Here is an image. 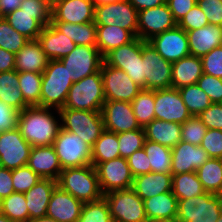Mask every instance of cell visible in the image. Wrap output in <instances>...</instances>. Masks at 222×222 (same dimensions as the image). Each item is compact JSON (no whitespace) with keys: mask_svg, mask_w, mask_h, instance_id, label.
<instances>
[{"mask_svg":"<svg viewBox=\"0 0 222 222\" xmlns=\"http://www.w3.org/2000/svg\"><path fill=\"white\" fill-rule=\"evenodd\" d=\"M51 110H55L59 117ZM59 118L58 109L28 106L19 112L17 128L32 147L51 146L62 128Z\"/></svg>","mask_w":222,"mask_h":222,"instance_id":"6da1fadb","label":"cell"},{"mask_svg":"<svg viewBox=\"0 0 222 222\" xmlns=\"http://www.w3.org/2000/svg\"><path fill=\"white\" fill-rule=\"evenodd\" d=\"M58 186L83 203L99 200L103 197L95 167L65 168L57 181Z\"/></svg>","mask_w":222,"mask_h":222,"instance_id":"7a4b0ae2","label":"cell"},{"mask_svg":"<svg viewBox=\"0 0 222 222\" xmlns=\"http://www.w3.org/2000/svg\"><path fill=\"white\" fill-rule=\"evenodd\" d=\"M73 84L67 69L60 60H50L42 73L40 106L61 109Z\"/></svg>","mask_w":222,"mask_h":222,"instance_id":"3957f363","label":"cell"},{"mask_svg":"<svg viewBox=\"0 0 222 222\" xmlns=\"http://www.w3.org/2000/svg\"><path fill=\"white\" fill-rule=\"evenodd\" d=\"M105 103L101 70L72 84L63 108L101 112Z\"/></svg>","mask_w":222,"mask_h":222,"instance_id":"277c9868","label":"cell"},{"mask_svg":"<svg viewBox=\"0 0 222 222\" xmlns=\"http://www.w3.org/2000/svg\"><path fill=\"white\" fill-rule=\"evenodd\" d=\"M103 59L106 65L123 70L134 83L146 89L142 39L135 37L131 42L111 50Z\"/></svg>","mask_w":222,"mask_h":222,"instance_id":"5b68a950","label":"cell"},{"mask_svg":"<svg viewBox=\"0 0 222 222\" xmlns=\"http://www.w3.org/2000/svg\"><path fill=\"white\" fill-rule=\"evenodd\" d=\"M59 114L62 129L78 135L91 147L105 130L101 112L61 108Z\"/></svg>","mask_w":222,"mask_h":222,"instance_id":"8992f818","label":"cell"},{"mask_svg":"<svg viewBox=\"0 0 222 222\" xmlns=\"http://www.w3.org/2000/svg\"><path fill=\"white\" fill-rule=\"evenodd\" d=\"M222 213V196L210 192L178 200L177 218L182 222H216Z\"/></svg>","mask_w":222,"mask_h":222,"instance_id":"52a82bcc","label":"cell"},{"mask_svg":"<svg viewBox=\"0 0 222 222\" xmlns=\"http://www.w3.org/2000/svg\"><path fill=\"white\" fill-rule=\"evenodd\" d=\"M113 222H148L144 202L130 189L104 194Z\"/></svg>","mask_w":222,"mask_h":222,"instance_id":"ba28073f","label":"cell"},{"mask_svg":"<svg viewBox=\"0 0 222 222\" xmlns=\"http://www.w3.org/2000/svg\"><path fill=\"white\" fill-rule=\"evenodd\" d=\"M62 169L91 165V146L78 135L60 130L52 145Z\"/></svg>","mask_w":222,"mask_h":222,"instance_id":"9c48e42d","label":"cell"},{"mask_svg":"<svg viewBox=\"0 0 222 222\" xmlns=\"http://www.w3.org/2000/svg\"><path fill=\"white\" fill-rule=\"evenodd\" d=\"M142 60L146 89L172 88V63L166 61L148 41L142 40Z\"/></svg>","mask_w":222,"mask_h":222,"instance_id":"30bf717a","label":"cell"},{"mask_svg":"<svg viewBox=\"0 0 222 222\" xmlns=\"http://www.w3.org/2000/svg\"><path fill=\"white\" fill-rule=\"evenodd\" d=\"M73 83L101 70L103 56L97 47L76 46L67 56L60 59Z\"/></svg>","mask_w":222,"mask_h":222,"instance_id":"8fae6325","label":"cell"},{"mask_svg":"<svg viewBox=\"0 0 222 222\" xmlns=\"http://www.w3.org/2000/svg\"><path fill=\"white\" fill-rule=\"evenodd\" d=\"M100 189L104 194L111 191L130 189L134 176L125 158L118 157L95 166Z\"/></svg>","mask_w":222,"mask_h":222,"instance_id":"7c38bea8","label":"cell"},{"mask_svg":"<svg viewBox=\"0 0 222 222\" xmlns=\"http://www.w3.org/2000/svg\"><path fill=\"white\" fill-rule=\"evenodd\" d=\"M138 11L128 0L95 7L94 22L96 25H117L129 30L137 37Z\"/></svg>","mask_w":222,"mask_h":222,"instance_id":"4fadbf2b","label":"cell"},{"mask_svg":"<svg viewBox=\"0 0 222 222\" xmlns=\"http://www.w3.org/2000/svg\"><path fill=\"white\" fill-rule=\"evenodd\" d=\"M105 101L131 102L142 90L121 69L106 65L101 66Z\"/></svg>","mask_w":222,"mask_h":222,"instance_id":"5bb4252c","label":"cell"},{"mask_svg":"<svg viewBox=\"0 0 222 222\" xmlns=\"http://www.w3.org/2000/svg\"><path fill=\"white\" fill-rule=\"evenodd\" d=\"M32 146L16 127L0 132V164L9 170L27 165Z\"/></svg>","mask_w":222,"mask_h":222,"instance_id":"9a60e30c","label":"cell"},{"mask_svg":"<svg viewBox=\"0 0 222 222\" xmlns=\"http://www.w3.org/2000/svg\"><path fill=\"white\" fill-rule=\"evenodd\" d=\"M176 26L177 22L174 20L172 12L166 3L138 11L137 37L143 41H148L152 37Z\"/></svg>","mask_w":222,"mask_h":222,"instance_id":"2e32d148","label":"cell"},{"mask_svg":"<svg viewBox=\"0 0 222 222\" xmlns=\"http://www.w3.org/2000/svg\"><path fill=\"white\" fill-rule=\"evenodd\" d=\"M155 119L183 124L192 117L176 88L154 90Z\"/></svg>","mask_w":222,"mask_h":222,"instance_id":"e0dca14e","label":"cell"},{"mask_svg":"<svg viewBox=\"0 0 222 222\" xmlns=\"http://www.w3.org/2000/svg\"><path fill=\"white\" fill-rule=\"evenodd\" d=\"M148 42L171 63L190 55L186 31L178 26L152 37Z\"/></svg>","mask_w":222,"mask_h":222,"instance_id":"ac0fdd59","label":"cell"},{"mask_svg":"<svg viewBox=\"0 0 222 222\" xmlns=\"http://www.w3.org/2000/svg\"><path fill=\"white\" fill-rule=\"evenodd\" d=\"M104 129L116 134L140 129L132 105L126 101H105L101 109Z\"/></svg>","mask_w":222,"mask_h":222,"instance_id":"d6986e66","label":"cell"},{"mask_svg":"<svg viewBox=\"0 0 222 222\" xmlns=\"http://www.w3.org/2000/svg\"><path fill=\"white\" fill-rule=\"evenodd\" d=\"M172 174L195 172L210 157L201 147L184 141L178 142L172 149Z\"/></svg>","mask_w":222,"mask_h":222,"instance_id":"ffe728a7","label":"cell"},{"mask_svg":"<svg viewBox=\"0 0 222 222\" xmlns=\"http://www.w3.org/2000/svg\"><path fill=\"white\" fill-rule=\"evenodd\" d=\"M95 7L91 0H61L51 10V21L84 24L94 21Z\"/></svg>","mask_w":222,"mask_h":222,"instance_id":"44dd1931","label":"cell"},{"mask_svg":"<svg viewBox=\"0 0 222 222\" xmlns=\"http://www.w3.org/2000/svg\"><path fill=\"white\" fill-rule=\"evenodd\" d=\"M84 203L57 186L50 198L46 216L57 222H77Z\"/></svg>","mask_w":222,"mask_h":222,"instance_id":"7402d4cb","label":"cell"},{"mask_svg":"<svg viewBox=\"0 0 222 222\" xmlns=\"http://www.w3.org/2000/svg\"><path fill=\"white\" fill-rule=\"evenodd\" d=\"M27 165L42 179L58 181L63 170L54 147H32Z\"/></svg>","mask_w":222,"mask_h":222,"instance_id":"603a6c76","label":"cell"},{"mask_svg":"<svg viewBox=\"0 0 222 222\" xmlns=\"http://www.w3.org/2000/svg\"><path fill=\"white\" fill-rule=\"evenodd\" d=\"M4 18L28 40H37L43 27L51 23V14H28L20 8L8 13Z\"/></svg>","mask_w":222,"mask_h":222,"instance_id":"cb8c5ba5","label":"cell"},{"mask_svg":"<svg viewBox=\"0 0 222 222\" xmlns=\"http://www.w3.org/2000/svg\"><path fill=\"white\" fill-rule=\"evenodd\" d=\"M190 55L202 57L222 45V26L208 24L195 30L186 31Z\"/></svg>","mask_w":222,"mask_h":222,"instance_id":"d4e9b609","label":"cell"},{"mask_svg":"<svg viewBox=\"0 0 222 222\" xmlns=\"http://www.w3.org/2000/svg\"><path fill=\"white\" fill-rule=\"evenodd\" d=\"M50 60H60L77 46L71 39L60 32L52 23L43 27L37 39Z\"/></svg>","mask_w":222,"mask_h":222,"instance_id":"484cf974","label":"cell"},{"mask_svg":"<svg viewBox=\"0 0 222 222\" xmlns=\"http://www.w3.org/2000/svg\"><path fill=\"white\" fill-rule=\"evenodd\" d=\"M57 186V181L41 178L33 187L24 193L30 219L46 216L48 203Z\"/></svg>","mask_w":222,"mask_h":222,"instance_id":"4316f807","label":"cell"},{"mask_svg":"<svg viewBox=\"0 0 222 222\" xmlns=\"http://www.w3.org/2000/svg\"><path fill=\"white\" fill-rule=\"evenodd\" d=\"M15 55V70L17 72L42 74L50 61L38 40H29Z\"/></svg>","mask_w":222,"mask_h":222,"instance_id":"83f0119b","label":"cell"},{"mask_svg":"<svg viewBox=\"0 0 222 222\" xmlns=\"http://www.w3.org/2000/svg\"><path fill=\"white\" fill-rule=\"evenodd\" d=\"M132 189L142 199L172 191V174H141L134 177Z\"/></svg>","mask_w":222,"mask_h":222,"instance_id":"f1b7e54d","label":"cell"},{"mask_svg":"<svg viewBox=\"0 0 222 222\" xmlns=\"http://www.w3.org/2000/svg\"><path fill=\"white\" fill-rule=\"evenodd\" d=\"M203 74L201 57L188 55L172 63V88L196 84Z\"/></svg>","mask_w":222,"mask_h":222,"instance_id":"f546056e","label":"cell"},{"mask_svg":"<svg viewBox=\"0 0 222 222\" xmlns=\"http://www.w3.org/2000/svg\"><path fill=\"white\" fill-rule=\"evenodd\" d=\"M182 124L153 119L144 127L146 140L173 148L181 141Z\"/></svg>","mask_w":222,"mask_h":222,"instance_id":"4dcf8cb0","label":"cell"},{"mask_svg":"<svg viewBox=\"0 0 222 222\" xmlns=\"http://www.w3.org/2000/svg\"><path fill=\"white\" fill-rule=\"evenodd\" d=\"M96 47L104 57L111 50L131 42L135 36L117 25H96Z\"/></svg>","mask_w":222,"mask_h":222,"instance_id":"1f68e13d","label":"cell"},{"mask_svg":"<svg viewBox=\"0 0 222 222\" xmlns=\"http://www.w3.org/2000/svg\"><path fill=\"white\" fill-rule=\"evenodd\" d=\"M143 202L148 222L177 216L178 199L172 191L152 196Z\"/></svg>","mask_w":222,"mask_h":222,"instance_id":"d6a6232c","label":"cell"},{"mask_svg":"<svg viewBox=\"0 0 222 222\" xmlns=\"http://www.w3.org/2000/svg\"><path fill=\"white\" fill-rule=\"evenodd\" d=\"M18 85L19 79L16 70L0 73V101L21 112L29 105L25 102Z\"/></svg>","mask_w":222,"mask_h":222,"instance_id":"836d02e7","label":"cell"},{"mask_svg":"<svg viewBox=\"0 0 222 222\" xmlns=\"http://www.w3.org/2000/svg\"><path fill=\"white\" fill-rule=\"evenodd\" d=\"M51 23L76 45L96 47L97 32L94 21L84 24H73L62 21H51Z\"/></svg>","mask_w":222,"mask_h":222,"instance_id":"e575fe53","label":"cell"},{"mask_svg":"<svg viewBox=\"0 0 222 222\" xmlns=\"http://www.w3.org/2000/svg\"><path fill=\"white\" fill-rule=\"evenodd\" d=\"M118 145V134L104 130L91 147L92 165L120 157Z\"/></svg>","mask_w":222,"mask_h":222,"instance_id":"d590c367","label":"cell"},{"mask_svg":"<svg viewBox=\"0 0 222 222\" xmlns=\"http://www.w3.org/2000/svg\"><path fill=\"white\" fill-rule=\"evenodd\" d=\"M206 192L219 195L222 190V159L209 158L196 170Z\"/></svg>","mask_w":222,"mask_h":222,"instance_id":"8d00e7d4","label":"cell"},{"mask_svg":"<svg viewBox=\"0 0 222 222\" xmlns=\"http://www.w3.org/2000/svg\"><path fill=\"white\" fill-rule=\"evenodd\" d=\"M205 192L196 171L172 174V193L178 200L195 197Z\"/></svg>","mask_w":222,"mask_h":222,"instance_id":"74e56055","label":"cell"},{"mask_svg":"<svg viewBox=\"0 0 222 222\" xmlns=\"http://www.w3.org/2000/svg\"><path fill=\"white\" fill-rule=\"evenodd\" d=\"M143 148L148 156L151 172L172 174L171 148L165 147L159 143L151 142L149 140H145Z\"/></svg>","mask_w":222,"mask_h":222,"instance_id":"f35d334b","label":"cell"},{"mask_svg":"<svg viewBox=\"0 0 222 222\" xmlns=\"http://www.w3.org/2000/svg\"><path fill=\"white\" fill-rule=\"evenodd\" d=\"M130 103L140 127L155 119L154 90L142 89Z\"/></svg>","mask_w":222,"mask_h":222,"instance_id":"ab89813d","label":"cell"},{"mask_svg":"<svg viewBox=\"0 0 222 222\" xmlns=\"http://www.w3.org/2000/svg\"><path fill=\"white\" fill-rule=\"evenodd\" d=\"M18 88L29 106H40L42 74L35 72H18Z\"/></svg>","mask_w":222,"mask_h":222,"instance_id":"60d3db41","label":"cell"},{"mask_svg":"<svg viewBox=\"0 0 222 222\" xmlns=\"http://www.w3.org/2000/svg\"><path fill=\"white\" fill-rule=\"evenodd\" d=\"M178 90L192 116H198L212 104L209 96L197 84L184 86Z\"/></svg>","mask_w":222,"mask_h":222,"instance_id":"b9f144b4","label":"cell"},{"mask_svg":"<svg viewBox=\"0 0 222 222\" xmlns=\"http://www.w3.org/2000/svg\"><path fill=\"white\" fill-rule=\"evenodd\" d=\"M0 212L12 222H27L30 219L24 193L14 192L2 199Z\"/></svg>","mask_w":222,"mask_h":222,"instance_id":"7bdbcfd3","label":"cell"},{"mask_svg":"<svg viewBox=\"0 0 222 222\" xmlns=\"http://www.w3.org/2000/svg\"><path fill=\"white\" fill-rule=\"evenodd\" d=\"M29 40L17 32L3 17L0 18V48L18 53Z\"/></svg>","mask_w":222,"mask_h":222,"instance_id":"ee69618b","label":"cell"},{"mask_svg":"<svg viewBox=\"0 0 222 222\" xmlns=\"http://www.w3.org/2000/svg\"><path fill=\"white\" fill-rule=\"evenodd\" d=\"M144 128L118 134L120 157L127 159L132 153L143 148L145 143Z\"/></svg>","mask_w":222,"mask_h":222,"instance_id":"f6af8a7d","label":"cell"},{"mask_svg":"<svg viewBox=\"0 0 222 222\" xmlns=\"http://www.w3.org/2000/svg\"><path fill=\"white\" fill-rule=\"evenodd\" d=\"M77 222H113L105 198L84 203Z\"/></svg>","mask_w":222,"mask_h":222,"instance_id":"bcb514c9","label":"cell"},{"mask_svg":"<svg viewBox=\"0 0 222 222\" xmlns=\"http://www.w3.org/2000/svg\"><path fill=\"white\" fill-rule=\"evenodd\" d=\"M206 131L207 127L198 116H192L182 124L181 141L200 146Z\"/></svg>","mask_w":222,"mask_h":222,"instance_id":"7dc6e473","label":"cell"},{"mask_svg":"<svg viewBox=\"0 0 222 222\" xmlns=\"http://www.w3.org/2000/svg\"><path fill=\"white\" fill-rule=\"evenodd\" d=\"M41 177L28 165L12 170V184L15 192L26 193Z\"/></svg>","mask_w":222,"mask_h":222,"instance_id":"c3c4849f","label":"cell"},{"mask_svg":"<svg viewBox=\"0 0 222 222\" xmlns=\"http://www.w3.org/2000/svg\"><path fill=\"white\" fill-rule=\"evenodd\" d=\"M196 84L209 96L212 103H222V78L203 73Z\"/></svg>","mask_w":222,"mask_h":222,"instance_id":"681fc988","label":"cell"},{"mask_svg":"<svg viewBox=\"0 0 222 222\" xmlns=\"http://www.w3.org/2000/svg\"><path fill=\"white\" fill-rule=\"evenodd\" d=\"M200 146L210 158L222 159V130L207 129Z\"/></svg>","mask_w":222,"mask_h":222,"instance_id":"f907efd6","label":"cell"},{"mask_svg":"<svg viewBox=\"0 0 222 222\" xmlns=\"http://www.w3.org/2000/svg\"><path fill=\"white\" fill-rule=\"evenodd\" d=\"M203 73L222 78V45L201 57Z\"/></svg>","mask_w":222,"mask_h":222,"instance_id":"816d5d0a","label":"cell"},{"mask_svg":"<svg viewBox=\"0 0 222 222\" xmlns=\"http://www.w3.org/2000/svg\"><path fill=\"white\" fill-rule=\"evenodd\" d=\"M208 24L207 16L196 3L194 7L181 18V20L177 23V26L185 31H191L205 27Z\"/></svg>","mask_w":222,"mask_h":222,"instance_id":"f5cc1de1","label":"cell"},{"mask_svg":"<svg viewBox=\"0 0 222 222\" xmlns=\"http://www.w3.org/2000/svg\"><path fill=\"white\" fill-rule=\"evenodd\" d=\"M198 118L207 129L222 130V103H212Z\"/></svg>","mask_w":222,"mask_h":222,"instance_id":"db71d44e","label":"cell"},{"mask_svg":"<svg viewBox=\"0 0 222 222\" xmlns=\"http://www.w3.org/2000/svg\"><path fill=\"white\" fill-rule=\"evenodd\" d=\"M197 5L207 16L209 24L222 26V0H197Z\"/></svg>","mask_w":222,"mask_h":222,"instance_id":"11a10c76","label":"cell"},{"mask_svg":"<svg viewBox=\"0 0 222 222\" xmlns=\"http://www.w3.org/2000/svg\"><path fill=\"white\" fill-rule=\"evenodd\" d=\"M127 161L134 177L151 172V166L144 148L132 153Z\"/></svg>","mask_w":222,"mask_h":222,"instance_id":"9f6ffc18","label":"cell"},{"mask_svg":"<svg viewBox=\"0 0 222 222\" xmlns=\"http://www.w3.org/2000/svg\"><path fill=\"white\" fill-rule=\"evenodd\" d=\"M19 112L0 101V132L17 127Z\"/></svg>","mask_w":222,"mask_h":222,"instance_id":"6f0895ef","label":"cell"},{"mask_svg":"<svg viewBox=\"0 0 222 222\" xmlns=\"http://www.w3.org/2000/svg\"><path fill=\"white\" fill-rule=\"evenodd\" d=\"M196 3L197 0H166V4L177 23L191 10V8L194 7Z\"/></svg>","mask_w":222,"mask_h":222,"instance_id":"680465c9","label":"cell"},{"mask_svg":"<svg viewBox=\"0 0 222 222\" xmlns=\"http://www.w3.org/2000/svg\"><path fill=\"white\" fill-rule=\"evenodd\" d=\"M19 8L28 14H51L52 10L45 0H22Z\"/></svg>","mask_w":222,"mask_h":222,"instance_id":"91938a15","label":"cell"},{"mask_svg":"<svg viewBox=\"0 0 222 222\" xmlns=\"http://www.w3.org/2000/svg\"><path fill=\"white\" fill-rule=\"evenodd\" d=\"M14 187L12 184V170L1 167L0 168V199L8 197L14 193Z\"/></svg>","mask_w":222,"mask_h":222,"instance_id":"94428289","label":"cell"},{"mask_svg":"<svg viewBox=\"0 0 222 222\" xmlns=\"http://www.w3.org/2000/svg\"><path fill=\"white\" fill-rule=\"evenodd\" d=\"M16 55L0 48V73L15 70Z\"/></svg>","mask_w":222,"mask_h":222,"instance_id":"6125c7cd","label":"cell"},{"mask_svg":"<svg viewBox=\"0 0 222 222\" xmlns=\"http://www.w3.org/2000/svg\"><path fill=\"white\" fill-rule=\"evenodd\" d=\"M137 11L154 8L166 3V0H128Z\"/></svg>","mask_w":222,"mask_h":222,"instance_id":"be15d7a7","label":"cell"},{"mask_svg":"<svg viewBox=\"0 0 222 222\" xmlns=\"http://www.w3.org/2000/svg\"><path fill=\"white\" fill-rule=\"evenodd\" d=\"M22 0H0V8L2 16H6L8 13L13 12L20 7Z\"/></svg>","mask_w":222,"mask_h":222,"instance_id":"e7e4bbea","label":"cell"},{"mask_svg":"<svg viewBox=\"0 0 222 222\" xmlns=\"http://www.w3.org/2000/svg\"><path fill=\"white\" fill-rule=\"evenodd\" d=\"M27 222H57V221L51 217L44 216L35 219H29Z\"/></svg>","mask_w":222,"mask_h":222,"instance_id":"03108f58","label":"cell"},{"mask_svg":"<svg viewBox=\"0 0 222 222\" xmlns=\"http://www.w3.org/2000/svg\"><path fill=\"white\" fill-rule=\"evenodd\" d=\"M91 1L94 7H96V6H101L105 4L116 3L117 1H121V0H91Z\"/></svg>","mask_w":222,"mask_h":222,"instance_id":"003e7915","label":"cell"},{"mask_svg":"<svg viewBox=\"0 0 222 222\" xmlns=\"http://www.w3.org/2000/svg\"><path fill=\"white\" fill-rule=\"evenodd\" d=\"M150 222H182L180 221L177 216L172 218H165V219H157Z\"/></svg>","mask_w":222,"mask_h":222,"instance_id":"a7ac6f4b","label":"cell"},{"mask_svg":"<svg viewBox=\"0 0 222 222\" xmlns=\"http://www.w3.org/2000/svg\"><path fill=\"white\" fill-rule=\"evenodd\" d=\"M0 222H12L6 215L0 212Z\"/></svg>","mask_w":222,"mask_h":222,"instance_id":"89a4df30","label":"cell"},{"mask_svg":"<svg viewBox=\"0 0 222 222\" xmlns=\"http://www.w3.org/2000/svg\"><path fill=\"white\" fill-rule=\"evenodd\" d=\"M51 7H53L56 3L60 2L61 0H45Z\"/></svg>","mask_w":222,"mask_h":222,"instance_id":"2644e50d","label":"cell"},{"mask_svg":"<svg viewBox=\"0 0 222 222\" xmlns=\"http://www.w3.org/2000/svg\"><path fill=\"white\" fill-rule=\"evenodd\" d=\"M216 222H222V213L220 214V217Z\"/></svg>","mask_w":222,"mask_h":222,"instance_id":"8c879c8a","label":"cell"},{"mask_svg":"<svg viewBox=\"0 0 222 222\" xmlns=\"http://www.w3.org/2000/svg\"><path fill=\"white\" fill-rule=\"evenodd\" d=\"M0 18H3L2 14H1V8H0Z\"/></svg>","mask_w":222,"mask_h":222,"instance_id":"753ad0ef","label":"cell"}]
</instances>
